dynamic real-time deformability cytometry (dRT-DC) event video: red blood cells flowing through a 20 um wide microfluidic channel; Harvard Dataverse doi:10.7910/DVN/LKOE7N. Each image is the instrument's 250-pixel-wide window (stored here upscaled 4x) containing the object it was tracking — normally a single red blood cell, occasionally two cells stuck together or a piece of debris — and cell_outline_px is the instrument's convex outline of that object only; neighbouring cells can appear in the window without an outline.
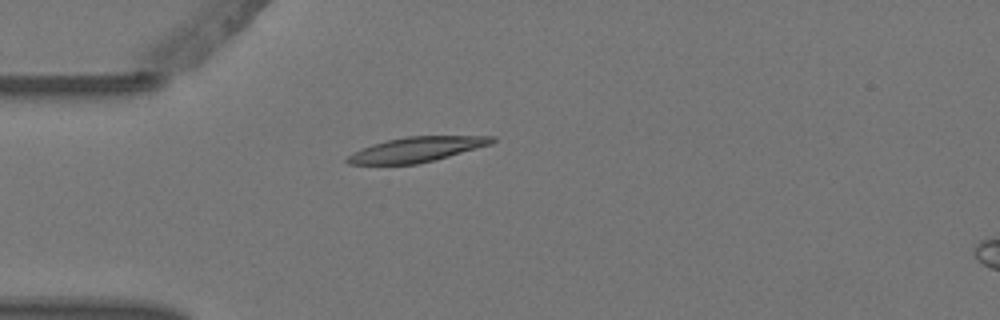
{"species": "Egyptian fruit bat (a non-hibernating species)", "species_latin": "Rousettus aegyptiacus", "temperature_condition": "warm", "stored_images_in_passage": 2, "camera_frame_rate_fps": 3000, "um_per_image_px": 0.085, "animal": {"sex": "female"}, "frame": {"image": 1, "passage_image": 2, "time_ms": 0.333, "image_size_px": [1000, 320], "cell_outline_px": [[496, 140], [492, 144], [448, 156], [416, 164], [348, 164], [344, 160], [352, 152], [360, 148], [372, 144], [388, 140], [408, 136], [496, 136]], "centroid_in_image_um": [35.39, 12.7], "position_along_channel_um": 49.6, "area_um2": 20.87}}